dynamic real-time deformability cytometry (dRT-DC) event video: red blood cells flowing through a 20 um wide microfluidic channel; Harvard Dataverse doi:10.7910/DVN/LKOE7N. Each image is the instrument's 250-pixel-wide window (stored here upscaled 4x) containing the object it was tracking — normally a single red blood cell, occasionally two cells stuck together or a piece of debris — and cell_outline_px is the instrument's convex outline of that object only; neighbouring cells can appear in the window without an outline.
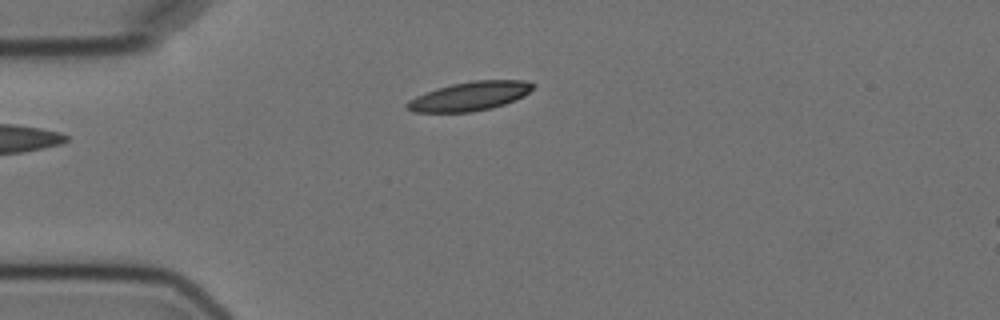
{"species": "Egyptian fruit bat (a non-hibernating species)", "species_latin": "Rousettus aegyptiacus", "temperature_condition": "cold", "stored_images_in_passage": 2, "camera_frame_rate_fps": 3000, "um_per_image_px": 0.085, "animal": {"sex": "female"}, "frame": {"image": 1, "passage_image": 2, "time_ms": 1.333, "image_size_px": [1000, 320], "cell_outline_px": [[536, 84], [524, 96], [516, 100], [492, 108], [472, 112], [412, 112], [404, 108], [404, 104], [408, 100], [416, 96], [436, 88], [452, 84], [472, 80], [524, 80]], "centroid_in_image_um": [39.9, 8.18], "position_along_channel_um": 45.1, "area_um2": 21.44}}